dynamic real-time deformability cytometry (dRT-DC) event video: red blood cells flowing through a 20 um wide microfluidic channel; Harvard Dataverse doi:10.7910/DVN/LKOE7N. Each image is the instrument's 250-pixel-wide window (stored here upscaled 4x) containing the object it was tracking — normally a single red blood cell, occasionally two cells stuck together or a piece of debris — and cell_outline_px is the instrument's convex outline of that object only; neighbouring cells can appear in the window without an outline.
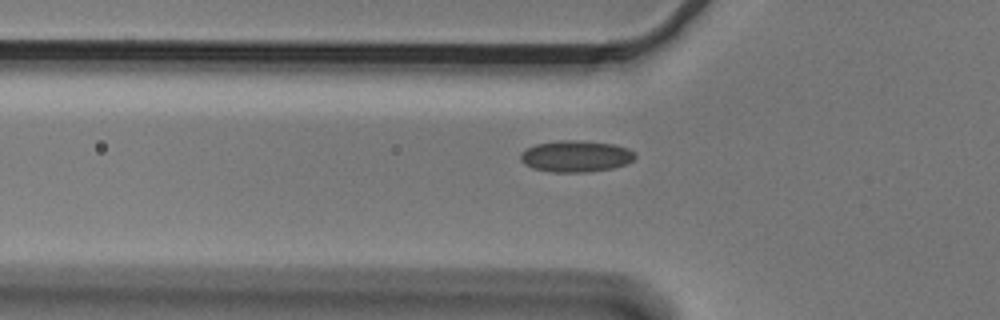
{"species": "Egyptian fruit bat (a non-hibernating species)", "species_latin": "Rousettus aegyptiacus", "temperature_condition": "cold", "stored_images_in_passage": 41, "camera_frame_rate_fps": 3000, "um_per_image_px": 0.085, "animal": {"sex": "male"}, "frame": {"image": 1, "passage_image": 4, "time_ms": 1.0, "image_size_px": [1000, 320], "cell_outline_px": [[636, 156], [628, 164], [612, 168], [588, 172], [552, 172], [532, 168], [524, 164], [520, 160], [520, 152], [524, 148], [536, 144], [560, 140], [576, 140], [612, 144], [628, 148], [636, 152]], "centroid_in_image_um": [48.93, 13.28], "position_along_channel_um": 76.9, "area_um2": 21.21}}
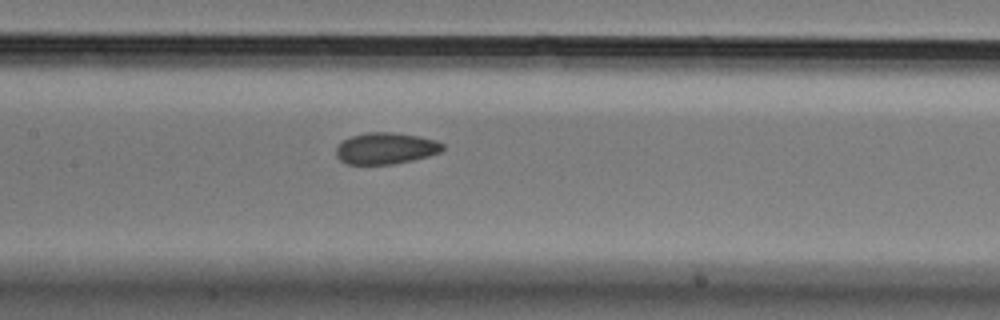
{"frame": {"image": 2, "passage_image": 12, "time_ms": 3.667, "image_size_px": [1000, 320], "cell_outline_px": [[444, 148], [440, 152], [428, 156], [412, 160], [392, 164], [348, 164], [340, 160], [336, 156], [336, 148], [344, 140], [352, 136], [368, 132], [392, 132], [420, 136], [436, 140], [444, 144]], "centroid_in_image_um": [32.81, 12.6], "position_along_channel_um": 174.6, "area_um2": 19.48}}
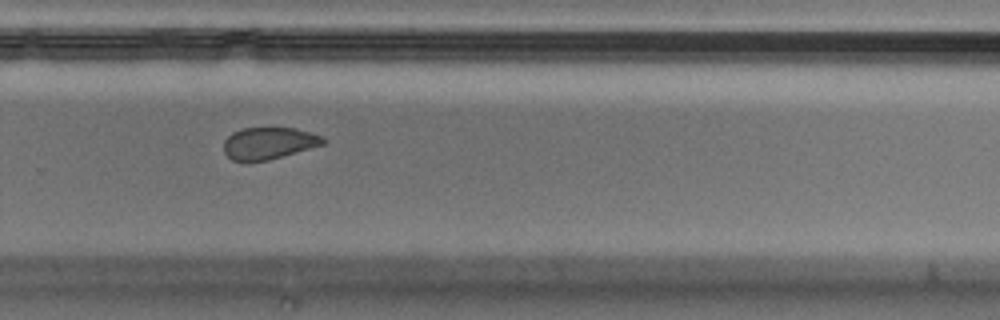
{"frame": {"image": 3, "passage_image": 23, "time_ms": 7.333, "image_size_px": [1000, 320], "cell_outline_px": [[328, 140], [324, 144], [268, 160], [232, 160], [224, 152], [224, 140], [232, 132], [244, 128], [296, 128], [324, 136]], "centroid_in_image_um": [22.88, 12.15], "position_along_channel_um": 306.9, "area_um2": 18.32}}